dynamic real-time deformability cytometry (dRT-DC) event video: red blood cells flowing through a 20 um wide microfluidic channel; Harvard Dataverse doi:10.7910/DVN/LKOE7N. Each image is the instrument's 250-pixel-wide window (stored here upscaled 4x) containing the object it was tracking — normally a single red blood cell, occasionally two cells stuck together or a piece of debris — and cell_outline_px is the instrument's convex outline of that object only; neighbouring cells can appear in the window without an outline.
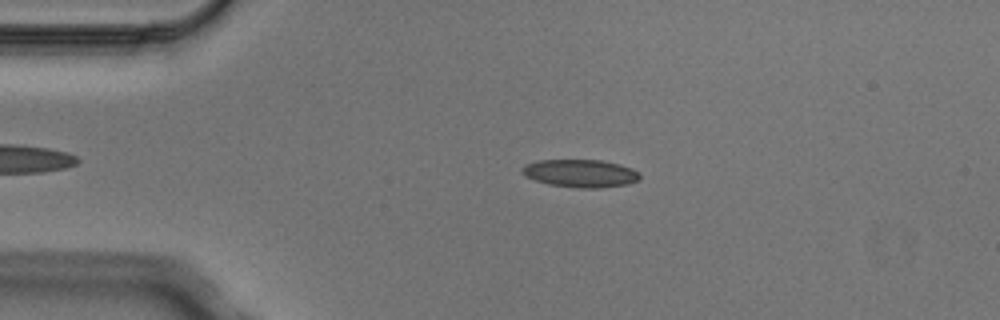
{"species": "Egyptian fruit bat (a non-hibernating species)", "species_latin": "Rousettus aegyptiacus", "temperature_condition": "cold", "stored_images_in_passage": 3, "camera_frame_rate_fps": 3000, "um_per_image_px": 0.085, "animal": {"sex": "male"}, "frame": {"image": 1, "passage_image": 2, "time_ms": 0.333, "image_size_px": [1000, 320], "cell_outline_px": [[640, 180], [628, 184], [604, 188], [576, 188], [548, 184], [524, 176], [520, 168], [524, 164], [536, 160], [600, 160], [620, 164], [632, 168], [640, 172]], "centroid_in_image_um": [49.34, 14.73], "position_along_channel_um": 35.7, "area_um2": 19.42}}